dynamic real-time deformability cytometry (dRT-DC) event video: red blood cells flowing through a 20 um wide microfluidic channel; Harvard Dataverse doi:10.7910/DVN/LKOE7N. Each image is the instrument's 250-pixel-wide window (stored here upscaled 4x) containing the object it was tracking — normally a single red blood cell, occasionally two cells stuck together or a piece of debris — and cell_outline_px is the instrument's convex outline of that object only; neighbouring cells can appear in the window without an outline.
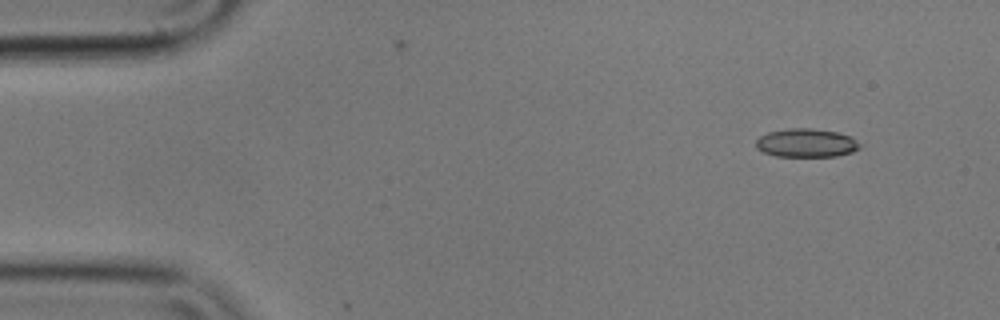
{"species": "common noctule bat (a hibernating species)", "species_latin": "Nyctalus noctula", "temperature_condition": "cold", "stored_images_in_passage": 6, "camera_frame_rate_fps": 3000, "um_per_image_px": 0.085, "animal": {"sex": "male", "body_mass_g": 17.9}, "frame": {"image": 1, "passage_image": 2, "time_ms": 0.333, "image_size_px": [1000, 320], "cell_outline_px": [[860, 148], [852, 152], [836, 156], [776, 156], [764, 152], [756, 148], [756, 140], [760, 136], [768, 132], [788, 128], [812, 128], [836, 132], [852, 136], [860, 144]], "centroid_in_image_um": [68.54, 12.14], "position_along_channel_um": 16.5, "area_um2": 17.28}}
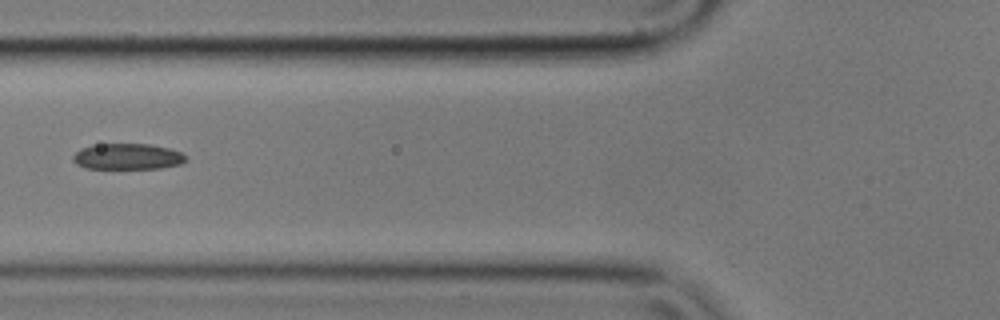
{"frame": {"image": 2, "passage_image": 6, "time_ms": 1.667, "image_size_px": [1000, 320], "cell_outline_px": [[188, 160], [180, 164], [160, 168], [84, 168], [76, 164], [72, 160], [72, 156], [80, 148], [92, 144], [148, 144], [168, 148], [180, 152], [188, 156]], "centroid_in_image_um": [10.82, 13.3], "position_along_channel_um": 115.0, "area_um2": 17.17}}